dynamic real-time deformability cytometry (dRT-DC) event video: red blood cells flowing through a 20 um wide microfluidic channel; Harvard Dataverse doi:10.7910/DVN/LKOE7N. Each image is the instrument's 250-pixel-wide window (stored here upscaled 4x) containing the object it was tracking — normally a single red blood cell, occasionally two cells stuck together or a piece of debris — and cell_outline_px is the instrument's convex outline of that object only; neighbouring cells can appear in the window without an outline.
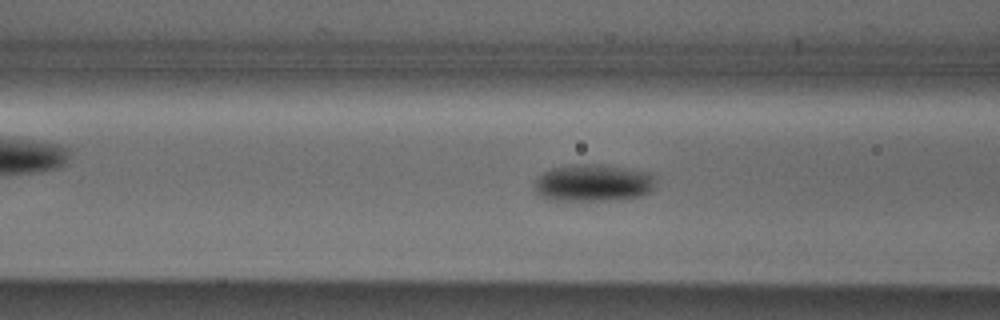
{"species": "Egyptian fruit bat (a non-hibernating species)", "species_latin": "Rousettus aegyptiacus", "temperature_condition": "cold", "stored_images_in_passage": 7, "segment_of_instrument_passage": [2, 2], "camera_frame_rate_fps": 3000, "um_per_image_px": 0.085, "animal": {"sex": "male"}, "frame": {"image": 1, "passage_image": 7, "time_ms": 2.0, "image_size_px": [1000, 320], "cell_outline_px": [[652, 188], [648, 192], [640, 196], [608, 200], [548, 200], [540, 196], [536, 192], [536, 180], [544, 172], [552, 168], [572, 164], [600, 164], [644, 172], [652, 176]], "centroid_in_image_um": [50.34, 15.55], "position_along_channel_um": 116.3, "area_um2": 25.61}}